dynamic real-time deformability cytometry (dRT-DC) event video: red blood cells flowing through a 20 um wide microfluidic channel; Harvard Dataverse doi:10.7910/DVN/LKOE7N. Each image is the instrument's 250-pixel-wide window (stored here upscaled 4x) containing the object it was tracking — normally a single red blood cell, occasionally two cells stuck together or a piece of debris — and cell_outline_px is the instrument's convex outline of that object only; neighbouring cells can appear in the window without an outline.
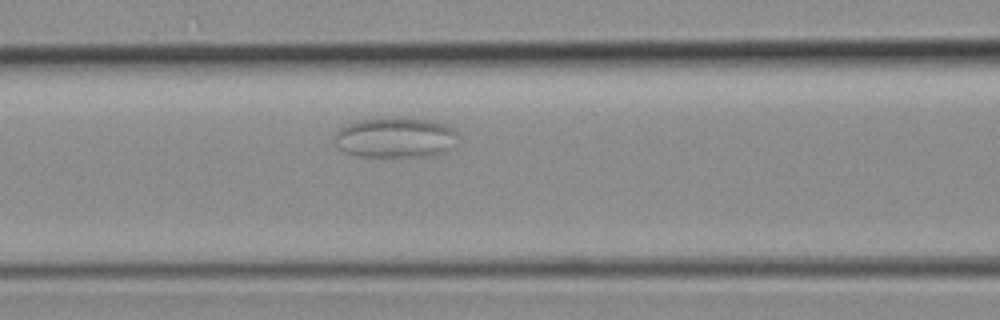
{"species": "common noctule bat (a hibernating species)", "species_latin": "Nyctalus noctula", "temperature_condition": "room temperature", "stored_images_in_passage": 4, "camera_frame_rate_fps": 3000, "um_per_image_px": 0.085, "animal": {"sex": "female", "body_mass_g": 19.3, "forearm_length_mm": 54.1}, "frame": {"image": 1, "passage_image": 4, "time_ms": 1.0, "image_size_px": [1000, 320], "cell_outline_px": [[460, 136], [444, 152], [428, 156], [356, 156], [344, 152], [336, 144], [332, 136], [340, 128], [348, 124], [360, 120], [380, 116], [432, 120], [444, 124], [452, 128]], "centroid_in_image_um": [33.57, 11.67], "position_along_channel_um": 133.0, "area_um2": 29.19}}